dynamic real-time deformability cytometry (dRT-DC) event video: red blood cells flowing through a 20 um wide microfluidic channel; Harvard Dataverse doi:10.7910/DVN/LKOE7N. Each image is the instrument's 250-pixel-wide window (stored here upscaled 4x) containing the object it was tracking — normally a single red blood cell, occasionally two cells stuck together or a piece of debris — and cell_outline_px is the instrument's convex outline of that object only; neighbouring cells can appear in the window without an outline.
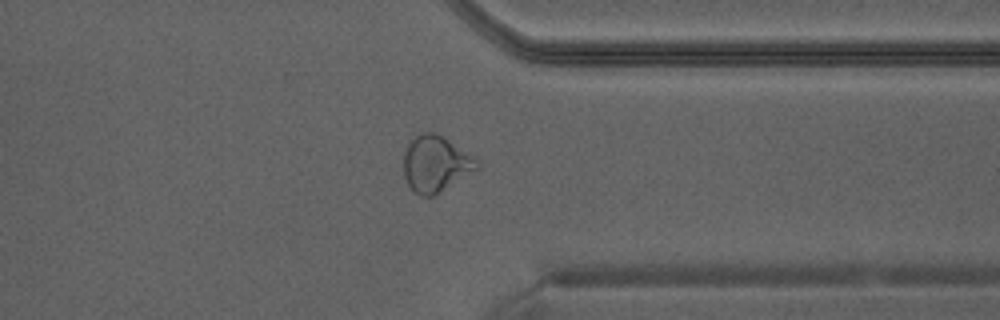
{"species": "Egyptian fruit bat (a non-hibernating species)", "species_latin": "Rousettus aegyptiacus", "temperature_condition": "warm", "stored_images_in_passage": 28, "camera_frame_rate_fps": 3000, "um_per_image_px": 0.085, "animal": {"sex": "male"}, "frame": {"image": 1, "passage_image": 20, "time_ms": 6.333, "image_size_px": [1000, 320], "cell_outline_px": [[480, 168], [436, 196], [420, 196], [408, 184], [404, 176], [404, 152], [408, 144], [416, 136], [424, 132], [432, 132], [444, 136], [476, 156], [480, 160]], "centroid_in_image_um": [37.1, 13.93], "position_along_channel_um": 374.3, "area_um2": 24.51}}